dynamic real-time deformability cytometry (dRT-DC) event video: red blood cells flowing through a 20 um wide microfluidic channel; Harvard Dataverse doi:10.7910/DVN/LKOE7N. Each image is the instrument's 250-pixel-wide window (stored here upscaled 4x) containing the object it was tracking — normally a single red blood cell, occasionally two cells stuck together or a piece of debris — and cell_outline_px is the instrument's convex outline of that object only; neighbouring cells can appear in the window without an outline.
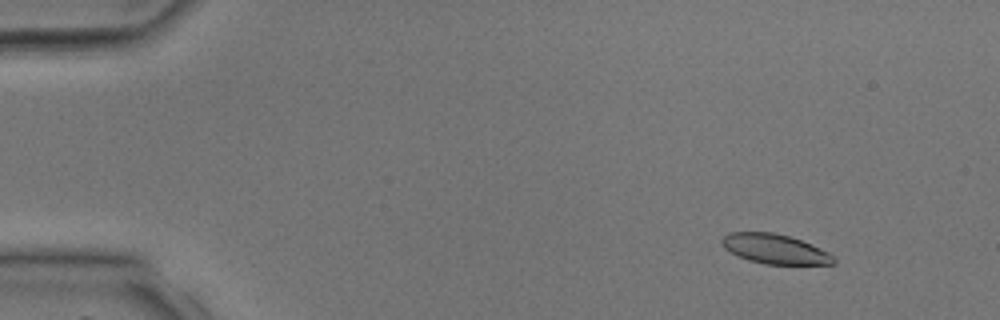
{"species": "common noctule bat (a hibernating species)", "species_latin": "Nyctalus noctula", "temperature_condition": "room temperature", "stored_images_in_passage": 40, "camera_frame_rate_fps": 3000, "um_per_image_px": 0.085, "animal": {"sex": "male", "body_mass_g": 17.9, "forearm_length_mm": 54.2}, "frame": {"image": 1, "passage_image": 5, "time_ms": 1.333, "image_size_px": [1000, 320], "cell_outline_px": [[836, 264], [764, 264], [748, 260], [736, 256], [724, 248], [720, 240], [728, 232], [772, 232], [788, 236], [812, 244], [828, 252], [836, 260]], "centroid_in_image_um": [65.83, 21.16], "position_along_channel_um": 19.2, "area_um2": 19.36}}
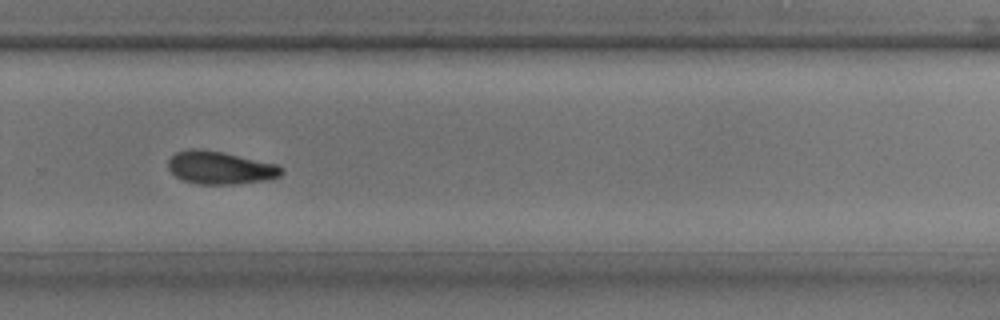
{"frame": {"image": 2, "passage_image": 28, "time_ms": 9.0, "image_size_px": [1000, 320], "cell_outline_px": [[284, 172], [280, 176], [264, 180], [236, 184], [200, 184], [184, 180], [176, 176], [168, 168], [168, 160], [176, 152], [192, 148], [200, 148], [224, 152], [276, 164], [284, 168]], "centroid_in_image_um": [18.72, 14.24], "position_along_channel_um": 311.1, "area_um2": 21.68}}
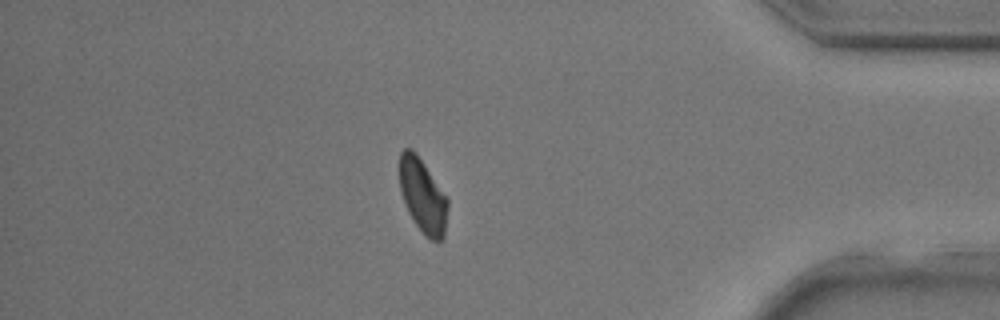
{"frame": {"image": 3, "passage_image": 35, "time_ms": 11.333, "image_size_px": [1000, 320], "cell_outline_px": [[448, 208], [444, 236], [440, 240], [432, 240], [424, 236], [408, 212], [404, 204], [400, 192], [400, 152], [404, 148], [412, 148], [416, 152], [448, 200]], "centroid_in_image_um": [35.91, 16.65], "position_along_channel_um": 399.3, "area_um2": 20.63}}